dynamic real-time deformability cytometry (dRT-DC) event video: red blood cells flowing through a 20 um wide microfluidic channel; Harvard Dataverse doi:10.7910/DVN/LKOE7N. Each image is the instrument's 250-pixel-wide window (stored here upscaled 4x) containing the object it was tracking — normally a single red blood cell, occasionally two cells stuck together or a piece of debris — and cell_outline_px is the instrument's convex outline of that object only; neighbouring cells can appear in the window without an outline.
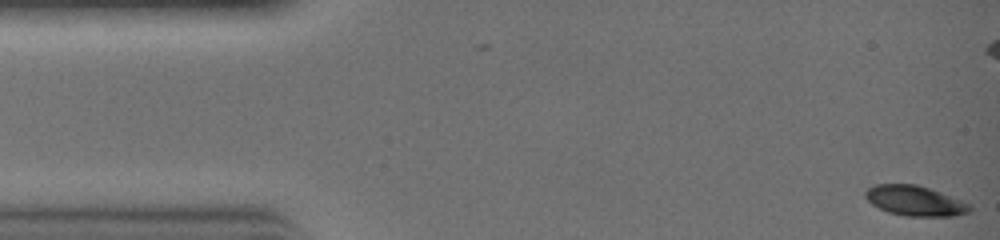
{"species": "common noctule bat (a hibernating species)", "species_latin": "Nyctalus noctula", "temperature_condition": "warm", "stored_images_in_passage": 8, "camera_frame_rate_fps": 3000, "um_per_image_px": 0.085, "animal": {"sex": "female", "body_mass_g": 19.0, "forearm_length_mm": 51.5}, "frame": {"image": 1, "passage_image": 1, "time_ms": 0.0, "image_size_px": [1000, 240], "cell_outline_px": [[972, 212], [956, 216], [904, 216], [888, 212], [872, 204], [864, 196], [864, 192], [868, 188], [876, 184], [916, 184], [928, 188], [972, 204]], "centroid_in_image_um": [77.8, 17.08], "position_along_channel_um": 7.2, "area_um2": 18.38}}